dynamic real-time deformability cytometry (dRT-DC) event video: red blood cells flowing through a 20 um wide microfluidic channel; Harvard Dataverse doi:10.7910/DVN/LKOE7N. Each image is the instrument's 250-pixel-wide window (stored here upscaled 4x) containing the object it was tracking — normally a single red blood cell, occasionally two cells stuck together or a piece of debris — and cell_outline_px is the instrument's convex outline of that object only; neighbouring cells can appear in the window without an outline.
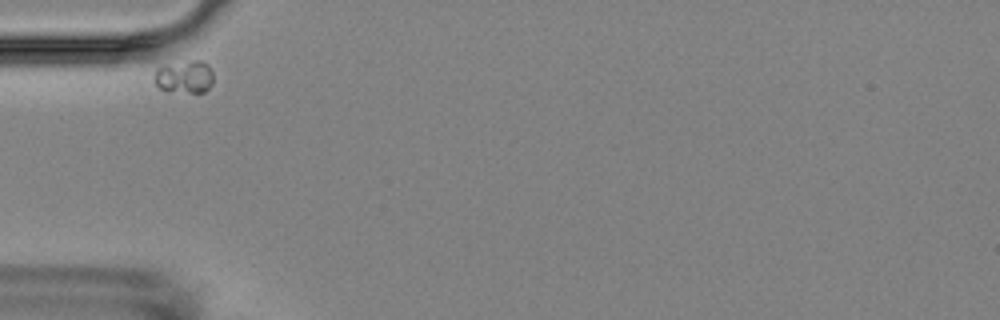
{"species": "Egyptian fruit bat (a non-hibernating species)", "species_latin": "Rousettus aegyptiacus", "temperature_condition": "room temperature", "stored_images_in_passage": 3, "camera_frame_rate_fps": 3000, "um_per_image_px": 0.085, "animal": {"sex": "female"}, "frame": {"image": 1, "passage_image": 1, "time_ms": 0.0, "image_size_px": [1000, 320], "cell_outline_px": [[212, 84], [204, 92], [168, 92], [160, 88], [156, 84], [156, 68], [164, 64], [192, 60], [200, 60], [208, 64], [212, 68]], "centroid_in_image_um": [15.69, 6.51], "position_along_channel_um": 69.3, "area_um2": 11.39}}